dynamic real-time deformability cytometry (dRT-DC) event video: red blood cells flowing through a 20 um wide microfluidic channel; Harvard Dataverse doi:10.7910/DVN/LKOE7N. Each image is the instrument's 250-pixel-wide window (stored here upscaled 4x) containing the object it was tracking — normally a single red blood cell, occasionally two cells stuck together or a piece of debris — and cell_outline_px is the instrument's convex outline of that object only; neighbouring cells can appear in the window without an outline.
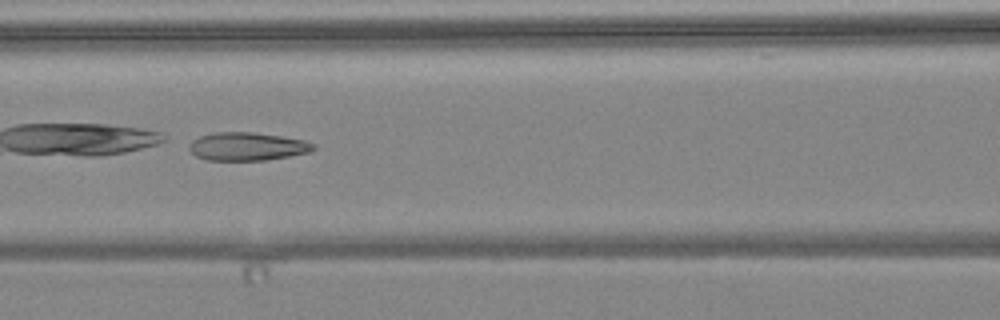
{"species": "common noctule bat (a hibernating species)", "species_latin": "Nyctalus noctula", "temperature_condition": "warm", "stored_images_in_passage": 7, "camera_frame_rate_fps": 3000, "um_per_image_px": 0.085, "animal": {"sex": "female", "body_mass_g": 24.6, "forearm_length_mm": 56.2}, "frame": {"image": 1, "passage_image": 7, "time_ms": 7.333, "image_size_px": [1000, 320], "cell_outline_px": [[316, 148], [308, 152], [288, 156], [264, 160], [208, 160], [196, 156], [188, 148], [188, 144], [192, 140], [200, 136], [216, 132], [252, 132], [280, 136], [304, 140], [316, 144]], "centroid_in_image_um": [21.0, 12.44], "position_along_channel_um": 145.6, "area_um2": 20.29}}